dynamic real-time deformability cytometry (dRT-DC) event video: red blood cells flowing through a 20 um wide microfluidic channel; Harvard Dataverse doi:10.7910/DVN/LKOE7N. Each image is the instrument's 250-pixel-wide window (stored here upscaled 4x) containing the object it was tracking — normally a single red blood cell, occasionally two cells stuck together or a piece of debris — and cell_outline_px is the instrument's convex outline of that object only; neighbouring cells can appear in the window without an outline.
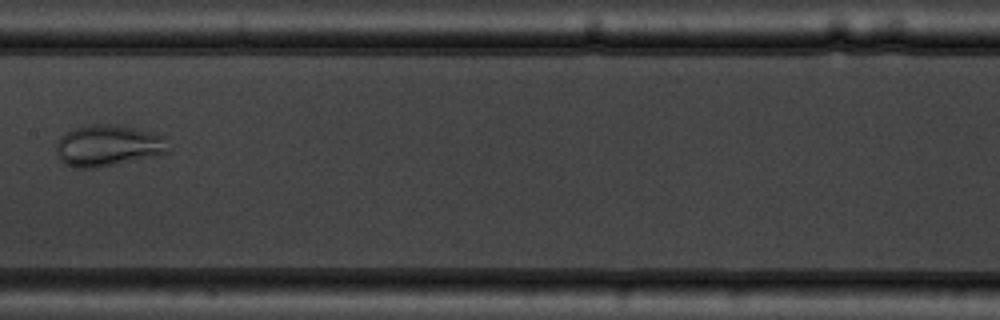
{"species": "common noctule bat (a hibernating species)", "species_latin": "Nyctalus noctula", "temperature_condition": "warm", "stored_images_in_passage": 9, "camera_frame_rate_fps": 3000, "um_per_image_px": 0.085, "animal": {"sex": "male", "body_mass_g": 19.5, "forearm_length_mm": 54.6}, "frame": {"image": 1, "passage_image": 7, "time_ms": 7.0, "image_size_px": [1000, 320], "cell_outline_px": [[168, 152], [156, 156], [96, 168], [76, 168], [64, 164], [60, 160], [56, 152], [56, 144], [68, 132], [76, 128], [88, 124], [120, 124], [164, 136]], "centroid_in_image_um": [9.17, 12.38], "position_along_channel_um": 198.2, "area_um2": 26.88}}
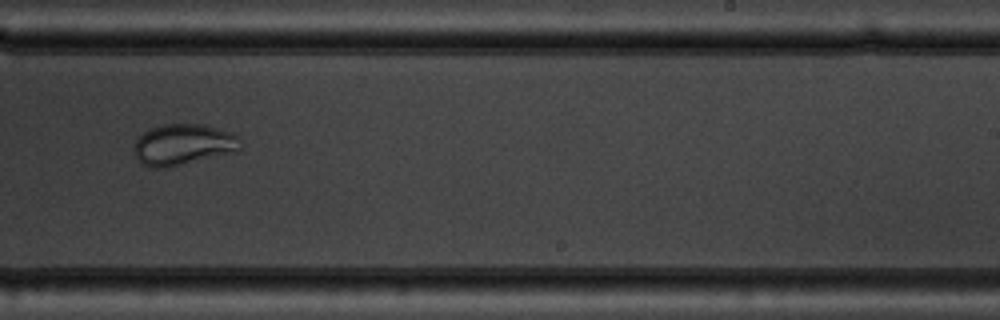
{"frame": {"image": 2, "passage_image": 9, "time_ms": 9.0, "image_size_px": [1000, 320], "cell_outline_px": [[240, 136], [236, 152], [168, 168], [152, 168], [144, 164], [136, 156], [132, 148], [136, 140], [148, 128], [164, 124], [204, 124], [232, 132]], "centroid_in_image_um": [15.56, 12.28], "position_along_channel_um": 273.4, "area_um2": 25.61}}